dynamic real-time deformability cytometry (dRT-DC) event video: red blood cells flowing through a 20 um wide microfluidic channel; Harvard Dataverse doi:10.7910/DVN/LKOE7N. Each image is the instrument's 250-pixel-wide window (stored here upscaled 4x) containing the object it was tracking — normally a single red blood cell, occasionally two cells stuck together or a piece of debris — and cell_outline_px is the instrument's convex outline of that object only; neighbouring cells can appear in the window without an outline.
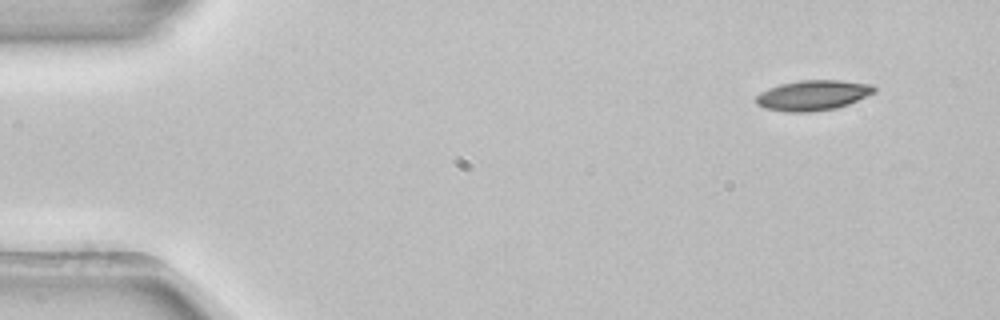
{"species": "common noctule bat (a hibernating species)", "species_latin": "Nyctalus noctula", "temperature_condition": "room temperature", "stored_images_in_passage": 4, "camera_frame_rate_fps": 3000, "um_per_image_px": 0.085, "animal": {"sex": "female", "body_mass_g": 22.7, "forearm_length_mm": 54.2}, "frame": {"image": 1, "passage_image": 1, "time_ms": 0.0, "image_size_px": [1000, 320], "cell_outline_px": [[876, 92], [848, 104], [836, 108], [812, 112], [784, 112], [764, 108], [756, 104], [756, 96], [760, 92], [768, 88], [780, 84], [800, 80], [840, 80], [872, 84], [876, 88]], "centroid_in_image_um": [69.08, 8.1], "position_along_channel_um": 15.9, "area_um2": 20.98}}
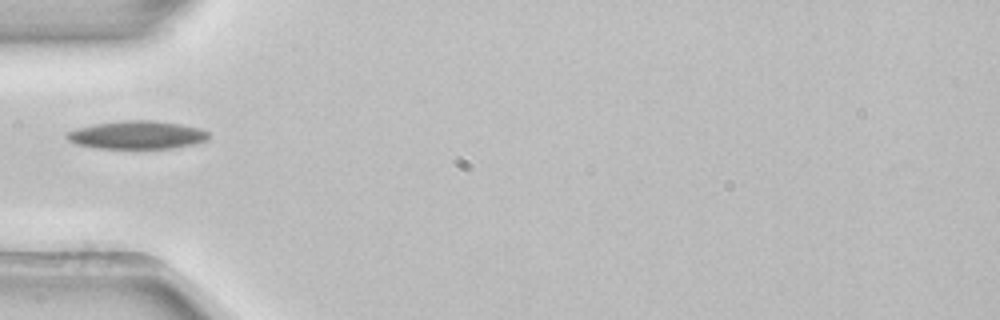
{"frame": {"image": 2, "passage_image": 4, "time_ms": 1.0, "image_size_px": [1000, 320], "cell_outline_px": [[208, 140], [196, 144], [172, 148], [96, 148], [76, 144], [68, 140], [64, 136], [68, 132], [76, 128], [92, 124], [124, 120], [152, 120], [180, 124], [200, 128], [208, 132]], "centroid_in_image_um": [11.64, 11.47], "position_along_channel_um": 73.4, "area_um2": 23.35}}